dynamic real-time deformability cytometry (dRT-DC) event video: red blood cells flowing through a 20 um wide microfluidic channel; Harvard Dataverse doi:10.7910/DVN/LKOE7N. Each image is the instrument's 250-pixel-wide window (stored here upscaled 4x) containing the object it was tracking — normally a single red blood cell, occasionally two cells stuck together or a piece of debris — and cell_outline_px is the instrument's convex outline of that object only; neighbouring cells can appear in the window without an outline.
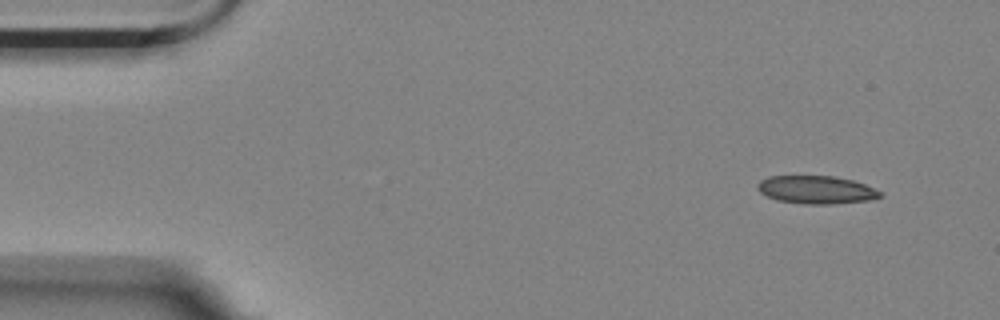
{"species": "Egyptian fruit bat (a non-hibernating species)", "species_latin": "Rousettus aegyptiacus", "temperature_condition": "room temperature", "stored_images_in_passage": 5, "camera_frame_rate_fps": 3000, "um_per_image_px": 0.085, "animal": {"sex": "female"}, "frame": {"image": 1, "passage_image": 1, "time_ms": 0.0, "image_size_px": [1000, 320], "cell_outline_px": [[884, 196], [868, 200], [832, 204], [804, 204], [776, 200], [760, 192], [756, 188], [756, 184], [760, 180], [768, 176], [836, 176], [852, 180], [864, 184], [884, 192]], "centroid_in_image_um": [69.39, 16.13], "position_along_channel_um": 15.6, "area_um2": 20.17}}
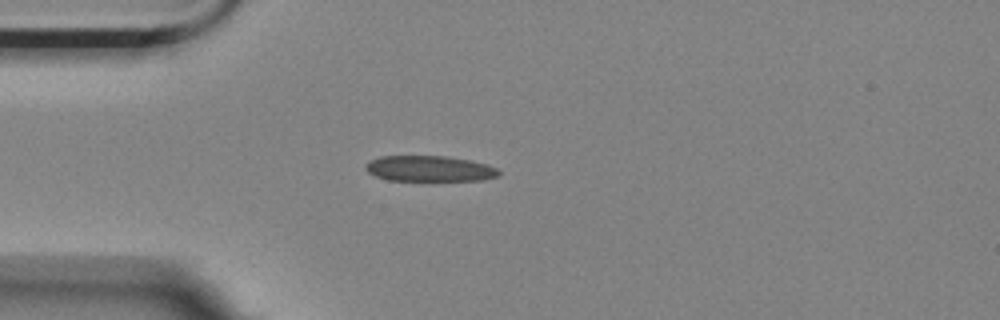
{"frame": {"image": 2, "passage_image": 4, "time_ms": 1.0, "image_size_px": [1000, 320], "cell_outline_px": [[500, 176], [484, 180], [388, 180], [376, 176], [368, 172], [364, 168], [364, 164], [380, 156], [444, 156], [468, 160], [484, 164], [496, 168], [500, 172]], "centroid_in_image_um": [36.49, 14.34], "position_along_channel_um": 48.5, "area_um2": 19.77}}